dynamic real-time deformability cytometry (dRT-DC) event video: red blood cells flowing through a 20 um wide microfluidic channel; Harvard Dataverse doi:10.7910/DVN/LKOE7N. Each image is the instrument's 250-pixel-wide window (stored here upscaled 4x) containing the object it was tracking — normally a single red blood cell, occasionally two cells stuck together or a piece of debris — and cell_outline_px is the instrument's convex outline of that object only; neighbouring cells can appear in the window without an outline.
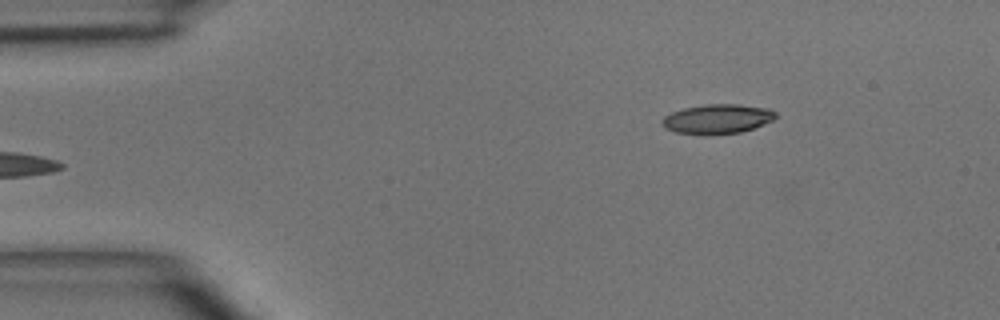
{"species": "common noctule bat (a hibernating species)", "species_latin": "Nyctalus noctula", "temperature_condition": "room temperature", "stored_images_in_passage": 5, "camera_frame_rate_fps": 3000, "um_per_image_px": 0.085, "animal": {"sex": "male", "body_mass_g": 15.6}, "frame": {"image": 1, "passage_image": 5, "time_ms": 4.667, "image_size_px": [1000, 320], "cell_outline_px": [[776, 116], [772, 120], [752, 128], [740, 132], [676, 132], [664, 128], [660, 120], [664, 116], [672, 112], [684, 108], [704, 104], [740, 104], [768, 108], [776, 112]], "centroid_in_image_um": [60.97, 10.06], "position_along_channel_um": 24.0, "area_um2": 18.79}}